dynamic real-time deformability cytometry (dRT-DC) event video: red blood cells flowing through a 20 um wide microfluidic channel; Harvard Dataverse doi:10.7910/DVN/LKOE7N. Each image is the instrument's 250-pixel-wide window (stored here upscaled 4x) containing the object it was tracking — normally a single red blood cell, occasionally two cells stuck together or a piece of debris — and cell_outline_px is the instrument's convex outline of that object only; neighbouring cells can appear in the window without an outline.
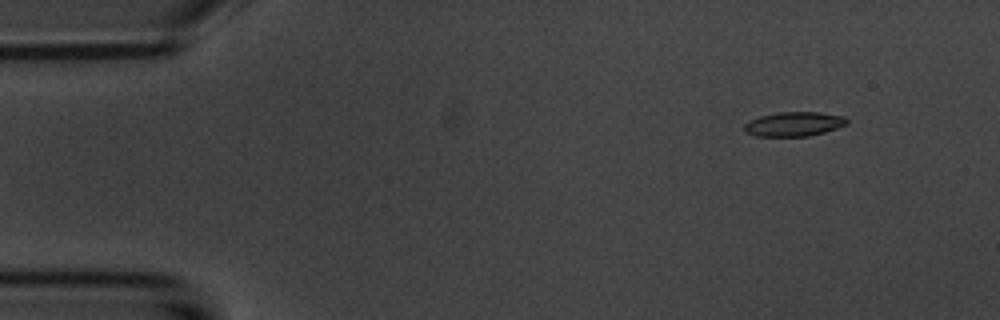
{"species": "common noctule bat (a hibernating species)", "species_latin": "Nyctalus noctula", "temperature_condition": "room temperature", "stored_images_in_passage": 5, "camera_frame_rate_fps": 3000, "um_per_image_px": 0.085, "animal": {"sex": "male", "body_mass_g": 20.1, "forearm_length_mm": 53.5}, "frame": {"image": 1, "passage_image": 2, "time_ms": 1.0, "image_size_px": [1000, 320], "cell_outline_px": [[848, 124], [824, 132], [808, 136], [756, 136], [744, 132], [744, 124], [760, 116], [780, 112], [820, 112], [844, 116], [848, 120]], "centroid_in_image_um": [67.5, 10.54], "position_along_channel_um": 17.5, "area_um2": 14.51}}
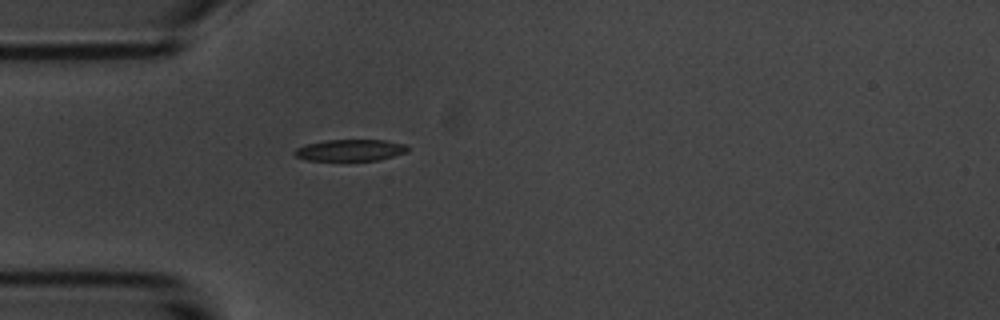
{"frame": {"image": 2, "passage_image": 5, "time_ms": 4.333, "image_size_px": [1000, 320], "cell_outline_px": [[408, 152], [380, 160], [308, 160], [296, 156], [292, 152], [296, 148], [308, 144], [328, 140], [384, 140], [404, 144], [408, 148]], "centroid_in_image_um": [29.79, 12.77], "position_along_channel_um": 55.2, "area_um2": 14.05}}